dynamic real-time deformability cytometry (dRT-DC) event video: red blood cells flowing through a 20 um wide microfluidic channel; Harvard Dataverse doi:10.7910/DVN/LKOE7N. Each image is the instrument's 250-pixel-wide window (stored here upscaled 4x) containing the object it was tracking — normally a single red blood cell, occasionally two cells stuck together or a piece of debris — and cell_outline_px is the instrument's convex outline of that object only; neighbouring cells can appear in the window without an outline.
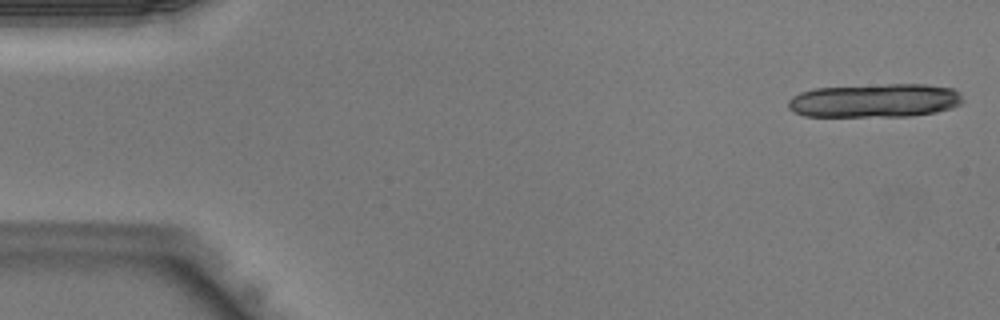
{"species": "Egyptian fruit bat (a non-hibernating species)", "species_latin": "Rousettus aegyptiacus", "temperature_condition": "warm", "stored_images_in_passage": 13, "camera_frame_rate_fps": 3000, "um_per_image_px": 0.085, "animal": {"sex": "male"}, "frame": {"image": 1, "passage_image": 1, "time_ms": 0.0, "image_size_px": [1000, 320], "cell_outline_px": [[964, 100], [960, 104], [952, 108], [936, 112], [912, 116], [804, 116], [792, 112], [788, 108], [788, 100], [792, 96], [800, 92], [816, 88], [888, 84], [928, 84], [952, 88], [960, 92]], "centroid_in_image_um": [74.38, 8.55], "position_along_channel_um": 10.6, "area_um2": 34.56}}